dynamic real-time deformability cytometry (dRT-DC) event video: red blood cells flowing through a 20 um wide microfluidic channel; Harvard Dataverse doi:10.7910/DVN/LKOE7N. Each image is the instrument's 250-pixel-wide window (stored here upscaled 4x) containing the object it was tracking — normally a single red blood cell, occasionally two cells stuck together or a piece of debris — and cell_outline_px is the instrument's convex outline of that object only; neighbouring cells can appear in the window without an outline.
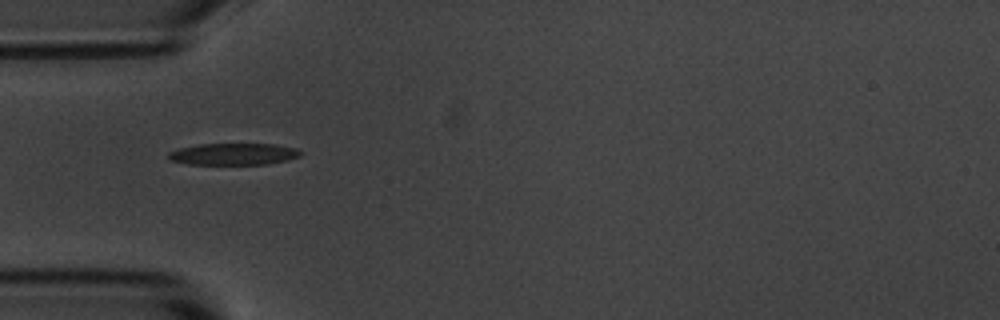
{"species": "common noctule bat (a hibernating species)", "species_latin": "Nyctalus noctula", "temperature_condition": "room temperature", "stored_images_in_passage": 11, "camera_frame_rate_fps": 3000, "um_per_image_px": 0.085, "animal": {"sex": "male", "body_mass_g": 20.1, "forearm_length_mm": 53.5}, "frame": {"image": 1, "passage_image": 1, "time_ms": 0.0, "image_size_px": [1000, 320], "cell_outline_px": [[304, 152], [300, 156], [288, 160], [268, 164], [188, 164], [172, 160], [168, 156], [168, 152], [180, 148], [200, 144], [276, 144], [296, 148]], "centroid_in_image_um": [19.91, 13.09], "position_along_channel_um": 65.1, "area_um2": 16.7}}
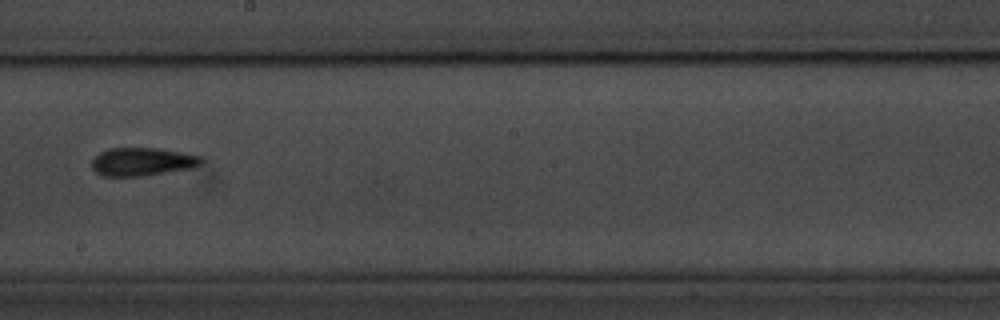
{"frame": {"image": 2, "passage_image": 5, "time_ms": 4.667, "image_size_px": [1000, 320], "cell_outline_px": [[204, 160], [200, 164], [192, 168], [140, 176], [100, 176], [92, 168], [92, 160], [100, 152], [108, 148], [156, 148], [184, 152], [200, 156]], "centroid_in_image_um": [12.08, 13.74], "position_along_channel_um": 236.1, "area_um2": 17.98}}
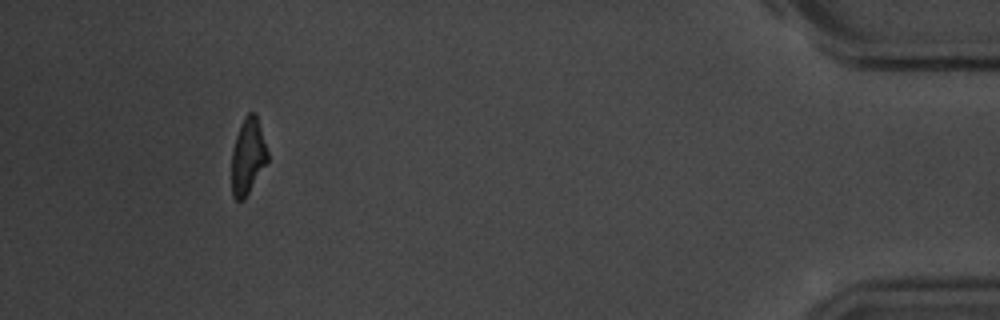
{"frame": {"image": 3, "passage_image": 10, "time_ms": 11.333, "image_size_px": [1000, 320], "cell_outline_px": [[268, 160], [244, 200], [236, 200], [232, 196], [232, 148], [240, 124], [244, 116], [248, 112], [256, 112], [268, 152]], "centroid_in_image_um": [21.06, 13.25], "position_along_channel_um": 414.1, "area_um2": 15.95}, "authors_computed_cell_mechanics": {"area_um2": 17.6868, "velocity_mm_per_s": 3.6625, "shape_relaxation_time_tau1_ms": 4.3696, "shape_relaxation_time_tau2_ms": null, "deformation_change_tau1": 0.1397, "deformation_change_tau2": null}}